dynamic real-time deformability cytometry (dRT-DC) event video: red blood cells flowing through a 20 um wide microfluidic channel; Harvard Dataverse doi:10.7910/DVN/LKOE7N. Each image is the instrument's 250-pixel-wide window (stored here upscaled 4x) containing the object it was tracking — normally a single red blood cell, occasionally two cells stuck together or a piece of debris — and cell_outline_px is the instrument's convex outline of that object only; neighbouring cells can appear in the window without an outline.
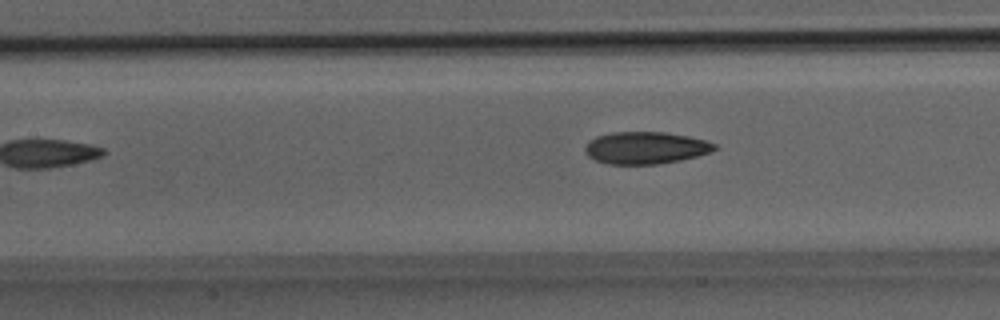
{"species": "Egyptian fruit bat (a non-hibernating species)", "species_latin": "Rousettus aegyptiacus", "temperature_condition": "room temperature", "stored_images_in_passage": 14, "camera_frame_rate_fps": 3000, "um_per_image_px": 0.085, "animal": {"sex": "male"}, "frame": {"image": 1, "passage_image": 14, "time_ms": 4.333, "image_size_px": [1000, 320], "cell_outline_px": [[720, 148], [712, 152], [680, 160], [656, 164], [608, 164], [596, 160], [588, 156], [584, 152], [584, 148], [588, 140], [596, 136], [612, 132], [664, 132], [688, 136], [704, 140], [716, 144]], "centroid_in_image_um": [54.87, 12.56], "position_along_channel_um": 152.5, "area_um2": 24.39}}